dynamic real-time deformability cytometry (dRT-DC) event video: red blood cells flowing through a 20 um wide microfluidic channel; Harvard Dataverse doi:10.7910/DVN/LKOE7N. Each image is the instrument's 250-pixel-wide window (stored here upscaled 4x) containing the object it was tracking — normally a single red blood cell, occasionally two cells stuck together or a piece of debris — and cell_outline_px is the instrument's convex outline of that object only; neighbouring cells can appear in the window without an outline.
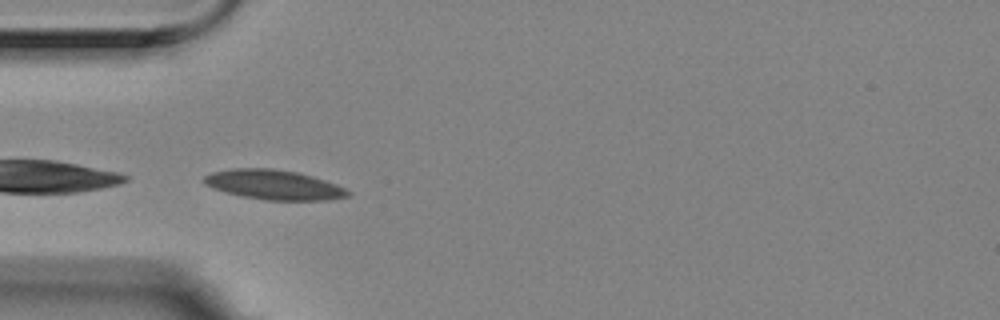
{"species": "Egyptian fruit bat (a non-hibernating species)", "species_latin": "Rousettus aegyptiacus", "temperature_condition": "room temperature", "stored_images_in_passage": 5, "camera_frame_rate_fps": 3000, "um_per_image_px": 0.085, "animal": {"sex": "female"}, "frame": {"image": 1, "passage_image": 5, "time_ms": 1.333, "image_size_px": [1000, 320], "cell_outline_px": [[352, 192], [348, 196], [328, 200], [268, 200], [244, 196], [212, 188], [204, 184], [204, 176], [212, 172], [232, 168], [272, 168], [296, 172], [312, 176], [336, 184]], "centroid_in_image_um": [23.28, 15.7], "position_along_channel_um": 61.7, "area_um2": 24.68}}